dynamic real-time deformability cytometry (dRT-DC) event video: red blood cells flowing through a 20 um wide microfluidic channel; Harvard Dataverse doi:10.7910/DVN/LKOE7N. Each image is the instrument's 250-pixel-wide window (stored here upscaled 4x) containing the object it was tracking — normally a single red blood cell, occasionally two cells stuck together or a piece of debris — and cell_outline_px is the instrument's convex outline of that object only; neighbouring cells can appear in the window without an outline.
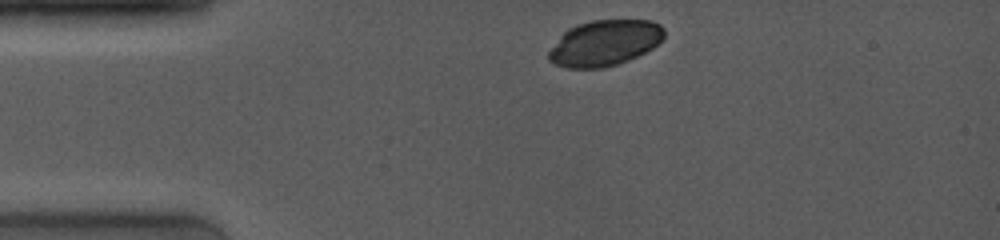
{"species": "common noctule bat (a hibernating species)", "species_latin": "Nyctalus noctula", "temperature_condition": "room temperature", "stored_images_in_passage": 4, "camera_frame_rate_fps": 4000, "um_per_image_px": 0.085, "animal": {"sex": "female", "body_mass_g": 19.0, "forearm_length_mm": 53.3}, "frame": {"image": 1, "passage_image": 1, "time_ms": 0.0, "image_size_px": [1000, 240], "cell_outline_px": [[664, 36], [652, 48], [628, 60], [604, 68], [568, 68], [552, 64], [548, 60], [548, 52], [560, 36], [568, 28], [576, 24], [592, 20], [652, 20], [660, 24], [664, 28]], "centroid_in_image_um": [51.36, 3.65], "position_along_channel_um": 33.6, "area_um2": 30.81}}